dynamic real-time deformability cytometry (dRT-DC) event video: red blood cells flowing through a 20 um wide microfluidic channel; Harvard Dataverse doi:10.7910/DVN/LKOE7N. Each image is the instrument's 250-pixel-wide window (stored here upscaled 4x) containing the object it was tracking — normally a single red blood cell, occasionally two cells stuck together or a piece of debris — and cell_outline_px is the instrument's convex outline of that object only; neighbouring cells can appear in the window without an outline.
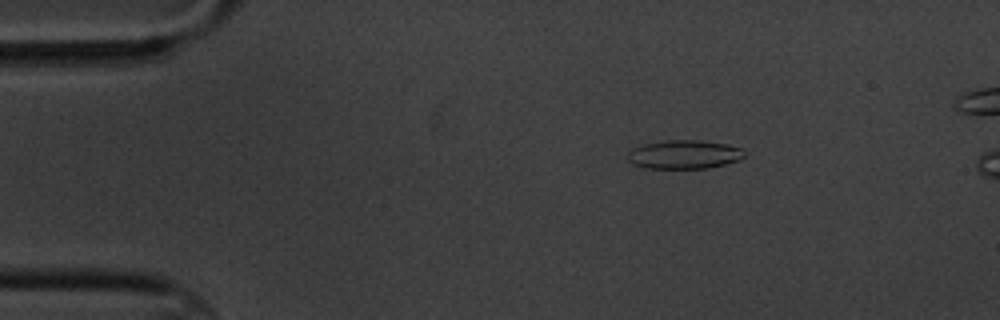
{"species": "common noctule bat (a hibernating species)", "species_latin": "Nyctalus noctula", "temperature_condition": "cold", "stored_images_in_passage": 5, "camera_frame_rate_fps": 3000, "um_per_image_px": 0.085, "animal": {"sex": "male", "body_mass_g": 20.1, "forearm_length_mm": 53.5}, "frame": {"image": 1, "passage_image": 3, "time_ms": 2.333, "image_size_px": [1000, 320], "cell_outline_px": [[744, 156], [740, 160], [708, 168], [644, 168], [632, 164], [628, 160], [628, 152], [644, 144], [668, 140], [700, 140], [724, 144], [744, 148]], "centroid_in_image_um": [58.17, 13.13], "position_along_channel_um": 26.8, "area_um2": 19.42}}